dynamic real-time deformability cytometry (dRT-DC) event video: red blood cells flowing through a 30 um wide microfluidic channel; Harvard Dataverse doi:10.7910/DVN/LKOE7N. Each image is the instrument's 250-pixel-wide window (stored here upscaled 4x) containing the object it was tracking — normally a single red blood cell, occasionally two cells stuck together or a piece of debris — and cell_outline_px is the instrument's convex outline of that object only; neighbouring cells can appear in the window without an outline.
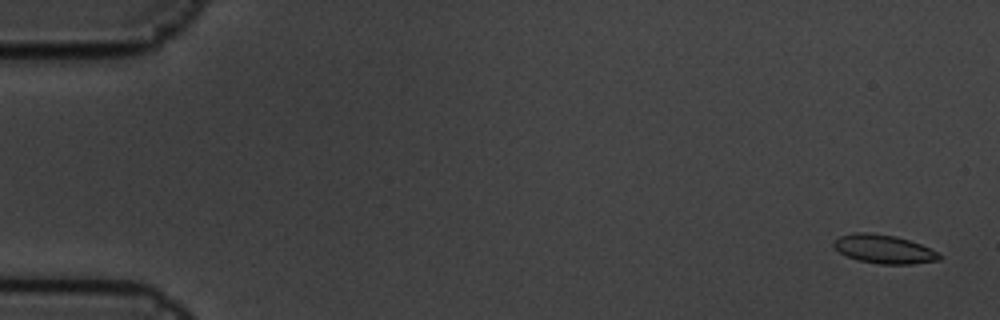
{"species": "common noctule bat (a hibernating species)", "species_latin": "Nyctalus noctula", "temperature_condition": "cold", "stored_images_in_passage": 10, "camera_frame_rate_fps": 3000, "um_per_image_px": 0.085, "animal": {"sex": "male", "body_mass_g": 19.5, "forearm_length_mm": 54.6}, "frame": {"image": 1, "passage_image": 1, "time_ms": 0.0, "image_size_px": [1000, 320], "cell_outline_px": [[940, 260], [912, 264], [880, 264], [856, 260], [840, 252], [832, 244], [832, 240], [840, 236], [852, 232], [872, 232], [896, 236], [920, 244], [940, 252]], "centroid_in_image_um": [75.12, 21.16], "position_along_channel_um": 9.9, "area_um2": 17.8}}
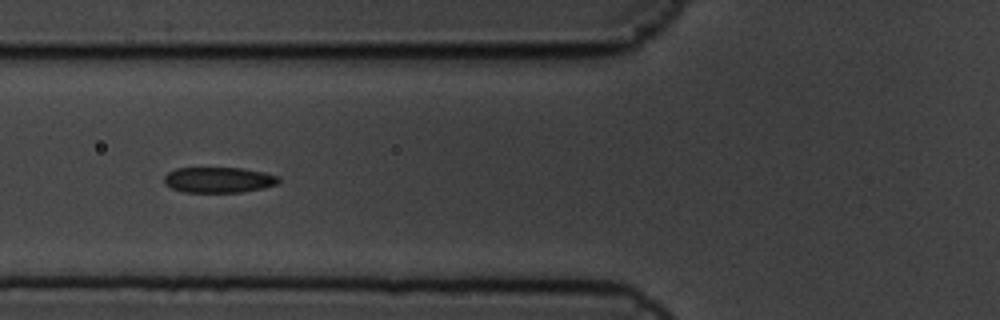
{"frame": {"image": 2, "passage_image": 7, "time_ms": 2.0, "image_size_px": [1000, 320], "cell_outline_px": [[280, 180], [276, 184], [260, 188], [240, 192], [184, 192], [172, 188], [164, 184], [164, 176], [168, 172], [176, 168], [244, 168], [264, 172], [280, 176]], "centroid_in_image_um": [18.57, 15.28], "position_along_channel_um": 107.2, "area_um2": 17.05}}
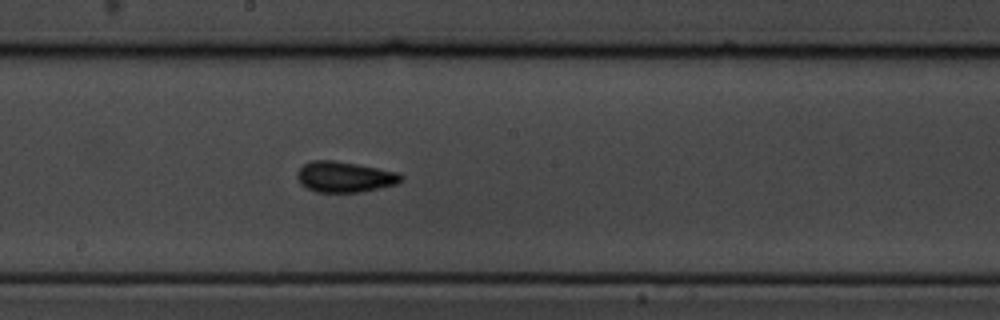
{"frame": {"image": 3, "passage_image": 10, "time_ms": 3.0, "image_size_px": [1000, 320], "cell_outline_px": [[404, 180], [396, 184], [380, 188], [360, 192], [316, 192], [300, 184], [296, 176], [296, 172], [304, 164], [312, 160], [332, 160], [356, 164], [400, 172], [404, 176]], "centroid_in_image_um": [29.31, 15.03], "position_along_channel_um": 218.9, "area_um2": 18.73}}